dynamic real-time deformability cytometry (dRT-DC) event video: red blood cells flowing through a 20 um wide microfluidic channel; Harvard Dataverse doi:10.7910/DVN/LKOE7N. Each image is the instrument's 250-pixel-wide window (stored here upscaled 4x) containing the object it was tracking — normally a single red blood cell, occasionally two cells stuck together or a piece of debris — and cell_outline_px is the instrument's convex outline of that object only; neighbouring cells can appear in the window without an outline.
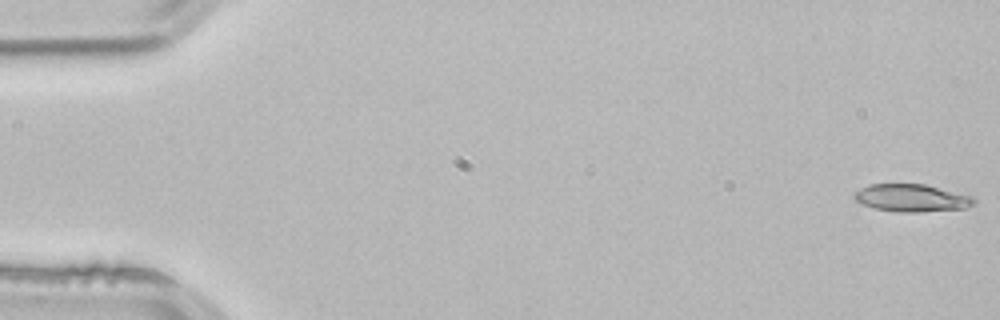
{"species": "common noctule bat (a hibernating species)", "species_latin": "Nyctalus noctula", "temperature_condition": "room temperature", "stored_images_in_passage": 3, "camera_frame_rate_fps": 3000, "um_per_image_px": 0.085, "animal": {"sex": "male", "body_mass_g": 21.5, "forearm_length_mm": 52.0}, "frame": {"image": 1, "passage_image": 1, "time_ms": 0.0, "image_size_px": [1000, 320], "cell_outline_px": [[976, 200], [972, 204], [964, 208], [920, 212], [900, 212], [876, 208], [864, 204], [856, 200], [852, 196], [860, 188], [868, 184], [924, 184], [972, 196]], "centroid_in_image_um": [77.47, 16.82], "position_along_channel_um": 7.5, "area_um2": 18.9}}
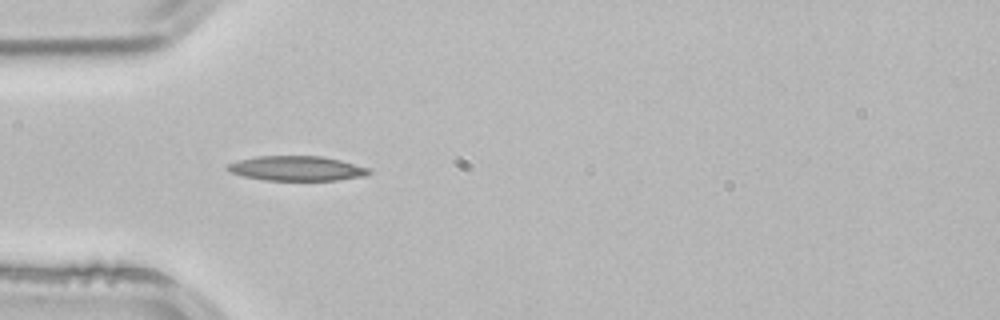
{"frame": {"image": 2, "passage_image": 3, "time_ms": 0.667, "image_size_px": [1000, 320], "cell_outline_px": [[372, 172], [364, 176], [336, 180], [264, 180], [244, 176], [228, 172], [224, 168], [228, 164], [240, 160], [256, 156], [324, 156], [340, 160], [368, 168]], "centroid_in_image_um": [25.19, 14.31], "position_along_channel_um": 59.8, "area_um2": 20.35}}